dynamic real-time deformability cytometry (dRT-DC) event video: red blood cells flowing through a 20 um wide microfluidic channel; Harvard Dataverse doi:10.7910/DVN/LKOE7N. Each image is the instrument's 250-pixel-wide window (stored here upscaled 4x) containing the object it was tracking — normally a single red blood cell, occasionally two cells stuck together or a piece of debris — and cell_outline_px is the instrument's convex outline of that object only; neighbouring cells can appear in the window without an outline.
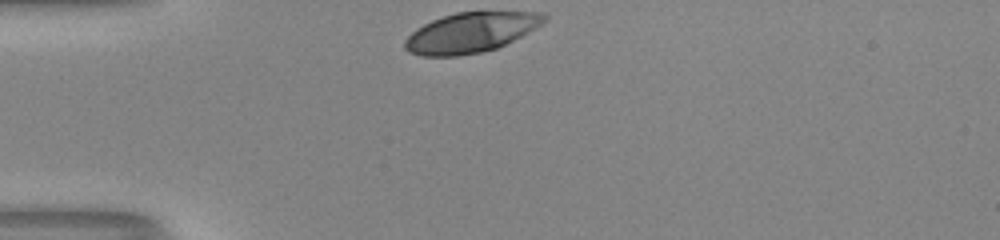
{"species": "human", "species_latin": "Homo sapiens", "temperature_condition": "room temperature", "stored_images_in_passage": 29, "camera_frame_rate_fps": 3000, "um_per_image_px": 0.085, "donor": {"sex": "male"}, "frame": {"image": 1, "passage_image": 1, "time_ms": 0.0, "image_size_px": [1000, 240], "cell_outline_px": [[548, 16], [540, 24], [520, 36], [496, 48], [480, 52], [456, 56], [420, 56], [408, 52], [404, 48], [404, 40], [416, 28], [432, 20], [456, 12], [544, 12]], "centroid_in_image_um": [39.95, 2.77], "position_along_channel_um": 45.1, "area_um2": 32.08}}
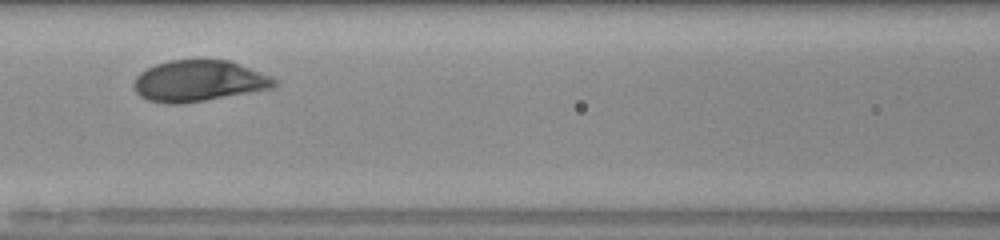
{"frame": {"image": 2, "passage_image": 11, "time_ms": 3.333, "image_size_px": [1000, 240], "cell_outline_px": [[280, 84], [276, 88], [180, 104], [164, 104], [148, 100], [140, 96], [136, 92], [132, 84], [136, 76], [140, 72], [156, 64], [168, 60], [228, 60], [260, 72], [276, 80]], "centroid_in_image_um": [16.88, 6.89], "position_along_channel_um": 149.7, "area_um2": 33.7}}
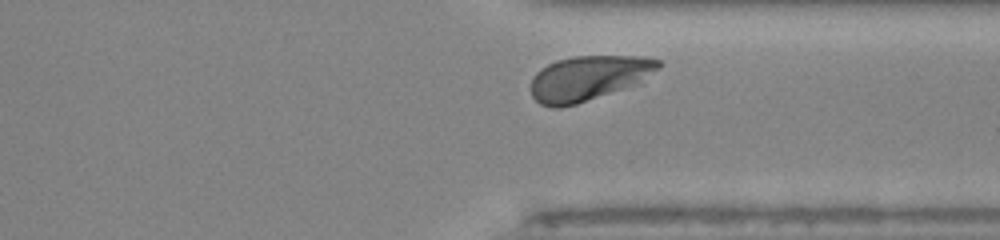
{"frame": {"image": 3, "passage_image": 27, "time_ms": 8.667, "image_size_px": [1000, 240], "cell_outline_px": [[664, 64], [660, 68], [640, 84], [576, 104], [560, 108], [552, 108], [540, 104], [532, 96], [532, 76], [540, 68], [556, 60], [576, 56], [640, 56], [660, 60]], "centroid_in_image_um": [50.07, 6.64], "position_along_channel_um": 361.3, "area_um2": 33.81}, "authors_computed_cell_mechanics": {"area_um2": 33.6974, "velocity_mm_per_s": 3.9686, "shape_relaxation_time_tau1_ms": 2.0924, "shape_relaxation_time_tau2_ms": null, "deformation_change_tau1": 0.1482, "deformation_change_tau2": null}}